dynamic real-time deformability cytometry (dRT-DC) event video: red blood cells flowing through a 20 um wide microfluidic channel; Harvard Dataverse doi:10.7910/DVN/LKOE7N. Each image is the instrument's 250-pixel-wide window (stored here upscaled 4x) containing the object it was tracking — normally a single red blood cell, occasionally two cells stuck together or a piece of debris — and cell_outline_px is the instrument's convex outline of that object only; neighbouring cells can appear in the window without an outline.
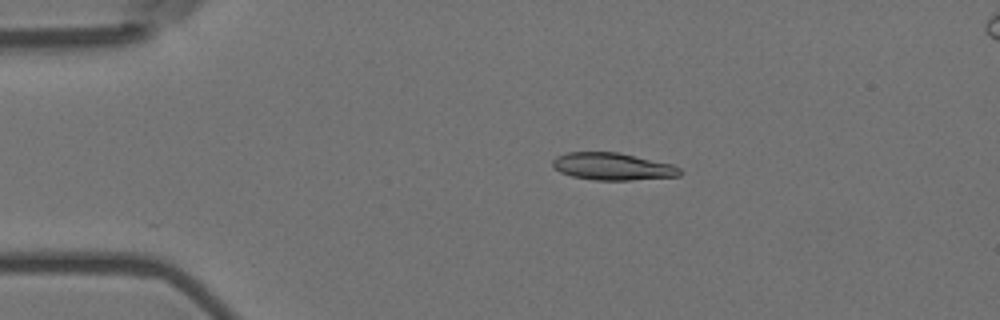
{"species": "Egyptian fruit bat (a non-hibernating species)", "species_latin": "Rousettus aegyptiacus", "temperature_condition": "room temperature", "stored_images_in_passage": 9, "camera_frame_rate_fps": 3000, "um_per_image_px": 0.085, "animal": {"sex": "female"}, "frame": {"image": 1, "passage_image": 2, "time_ms": 0.333, "image_size_px": [1000, 320], "cell_outline_px": [[680, 176], [632, 180], [596, 180], [572, 176], [560, 172], [552, 168], [552, 160], [556, 156], [568, 152], [620, 152], [672, 164], [680, 168]], "centroid_in_image_um": [52.05, 14.14], "position_along_channel_um": 33.0, "area_um2": 20.35}}
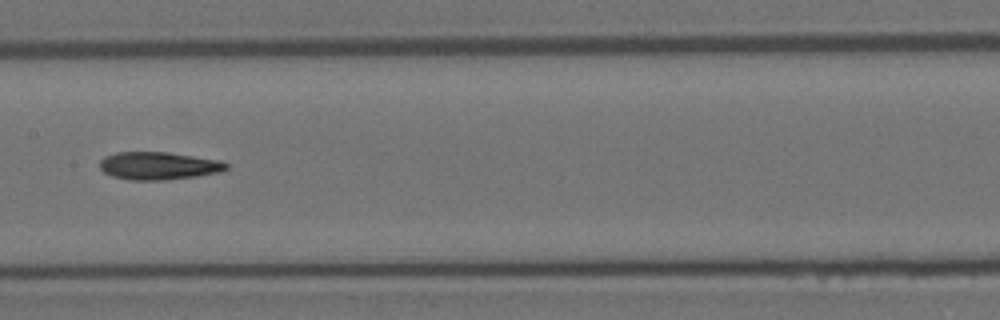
{"frame": {"image": 2, "passage_image": 7, "time_ms": 2.0, "image_size_px": [1000, 320], "cell_outline_px": [[228, 168], [220, 172], [196, 176], [164, 180], [128, 180], [112, 176], [104, 172], [100, 168], [100, 160], [104, 156], [116, 152], [168, 152], [220, 160], [228, 164]], "centroid_in_image_um": [13.46, 14.09], "position_along_channel_um": 193.9, "area_um2": 20.52}}
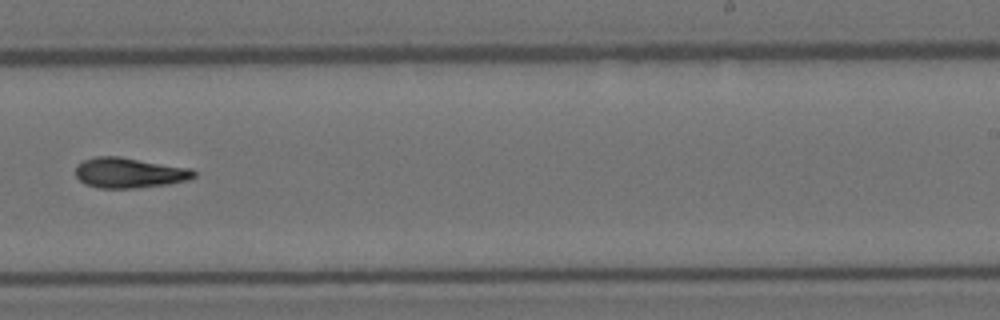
{"frame": {"image": 3, "passage_image": 9, "time_ms": 2.667, "image_size_px": [1000, 320], "cell_outline_px": [[196, 176], [188, 180], [168, 184], [136, 188], [96, 188], [84, 184], [76, 176], [76, 164], [84, 160], [96, 156], [120, 156], [192, 168], [196, 172]], "centroid_in_image_um": [10.99, 14.68], "position_along_channel_um": 278.0, "area_um2": 21.15}}